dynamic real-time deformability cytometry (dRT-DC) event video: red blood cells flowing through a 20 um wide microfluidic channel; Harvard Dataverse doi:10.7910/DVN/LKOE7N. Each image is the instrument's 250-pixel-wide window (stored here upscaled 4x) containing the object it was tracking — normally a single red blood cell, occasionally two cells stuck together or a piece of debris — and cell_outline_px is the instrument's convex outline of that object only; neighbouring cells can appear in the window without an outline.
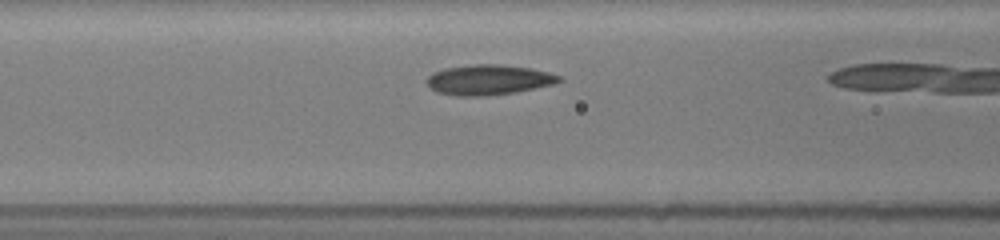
{"species": "common noctule bat (a hibernating species)", "species_latin": "Nyctalus noctula", "temperature_condition": "room temperature", "stored_images_in_passage": 9, "camera_frame_rate_fps": 3000, "um_per_image_px": 0.085, "animal": {"sex": "female", "body_mass_g": 19.5, "forearm_length_mm": 54.1}, "frame": {"image": 1, "passage_image": 6, "time_ms": 1.667, "image_size_px": [1000, 240], "cell_outline_px": [[564, 80], [556, 84], [516, 92], [488, 96], [456, 96], [436, 92], [428, 88], [424, 80], [432, 72], [444, 68], [472, 64], [500, 64], [528, 68], [548, 72], [564, 76]], "centroid_in_image_um": [41.52, 6.79], "position_along_channel_um": 125.1, "area_um2": 23.81}}